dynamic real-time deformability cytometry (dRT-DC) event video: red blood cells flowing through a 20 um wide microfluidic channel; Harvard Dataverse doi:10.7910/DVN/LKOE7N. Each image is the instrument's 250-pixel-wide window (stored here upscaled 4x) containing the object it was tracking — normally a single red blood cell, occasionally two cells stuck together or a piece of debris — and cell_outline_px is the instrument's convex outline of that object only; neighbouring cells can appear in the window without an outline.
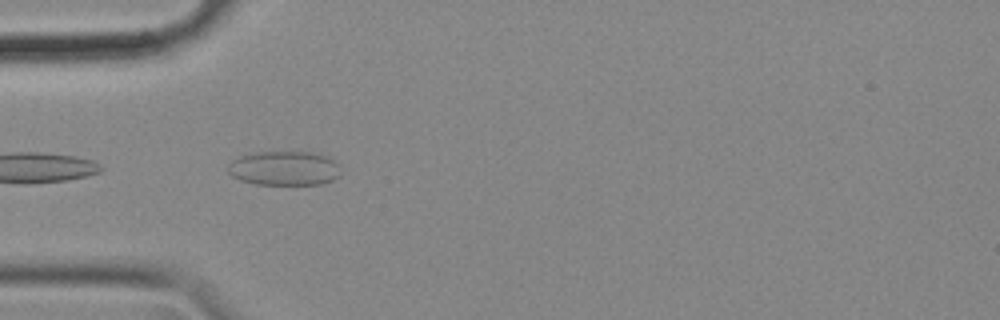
{"species": "common noctule bat (a hibernating species)", "species_latin": "Nyctalus noctula", "temperature_condition": "cold", "stored_images_in_passage": 9, "camera_frame_rate_fps": 3000, "um_per_image_px": 0.085, "animal": {"sex": "female", "body_mass_g": 18.4}, "frame": {"image": 1, "passage_image": 2, "time_ms": 0.333, "image_size_px": [1000, 320], "cell_outline_px": [[340, 172], [332, 180], [320, 184], [256, 184], [240, 180], [232, 176], [228, 172], [228, 164], [232, 160], [240, 156], [256, 152], [312, 152], [324, 156], [332, 160], [336, 164]], "centroid_in_image_um": [24.1, 14.3], "position_along_channel_um": 60.9, "area_um2": 22.25}}